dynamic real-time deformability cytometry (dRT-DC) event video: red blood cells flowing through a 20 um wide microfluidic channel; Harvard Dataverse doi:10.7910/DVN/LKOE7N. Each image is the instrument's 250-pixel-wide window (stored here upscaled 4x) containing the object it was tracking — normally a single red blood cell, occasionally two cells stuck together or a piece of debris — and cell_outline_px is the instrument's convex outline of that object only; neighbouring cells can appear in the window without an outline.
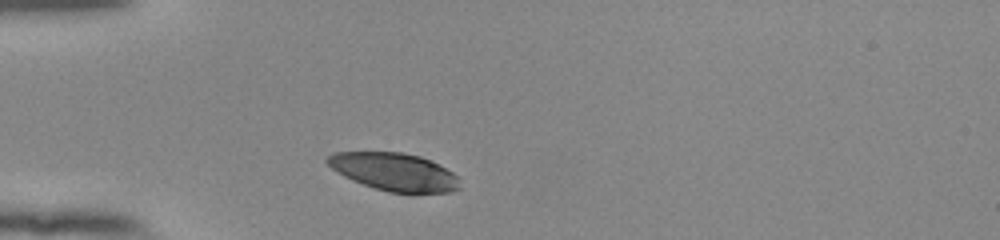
{"species": "human", "species_latin": "Homo sapiens", "temperature_condition": "room temperature", "stored_images_in_passage": 31, "camera_frame_rate_fps": 3000, "um_per_image_px": 0.085, "donor": {"sex": "female"}, "frame": {"image": 1, "passage_image": 1, "time_ms": 0.0, "image_size_px": [1000, 240], "cell_outline_px": [[460, 188], [452, 192], [388, 192], [352, 180], [344, 176], [332, 168], [324, 160], [332, 152], [404, 152], [420, 156], [452, 172], [456, 176]], "centroid_in_image_um": [33.47, 14.59], "position_along_channel_um": 51.5, "area_um2": 28.73}}
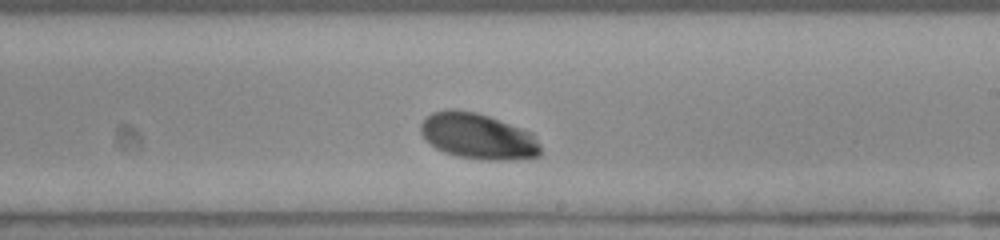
{"frame": {"image": 2, "passage_image": 18, "time_ms": 5.667, "image_size_px": [1000, 240], "cell_outline_px": [[540, 156], [512, 160], [480, 160], [456, 156], [444, 152], [436, 148], [420, 132], [420, 124], [432, 112], [448, 108], [456, 108], [476, 112], [488, 116], [532, 132], [540, 144]], "centroid_in_image_um": [40.64, 11.58], "position_along_channel_um": 248.4, "area_um2": 32.19}}
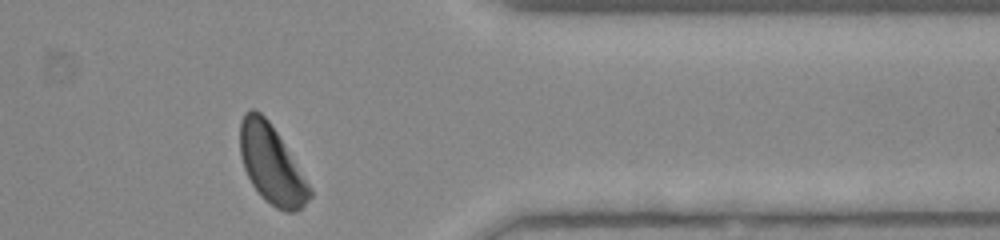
{"frame": {"image": 3, "passage_image": 30, "time_ms": 9.667, "image_size_px": [1000, 240], "cell_outline_px": [[312, 196], [300, 208], [292, 212], [284, 212], [276, 208], [264, 200], [260, 196], [252, 184], [244, 168], [240, 156], [240, 120], [244, 112], [252, 108], [260, 112], [268, 120], [276, 132], [312, 188]], "centroid_in_image_um": [23.06, 13.98], "position_along_channel_um": 388.3, "area_um2": 31.62}, "authors_computed_cell_mechanics": {"area_um2": 31.6166, "velocity_mm_per_s": 3.7876, "shape_relaxation_time_tau1_ms": 4.3144, "shape_relaxation_time_tau2_ms": null, "deformation_change_tau1": 0.1614, "deformation_change_tau2": null}}